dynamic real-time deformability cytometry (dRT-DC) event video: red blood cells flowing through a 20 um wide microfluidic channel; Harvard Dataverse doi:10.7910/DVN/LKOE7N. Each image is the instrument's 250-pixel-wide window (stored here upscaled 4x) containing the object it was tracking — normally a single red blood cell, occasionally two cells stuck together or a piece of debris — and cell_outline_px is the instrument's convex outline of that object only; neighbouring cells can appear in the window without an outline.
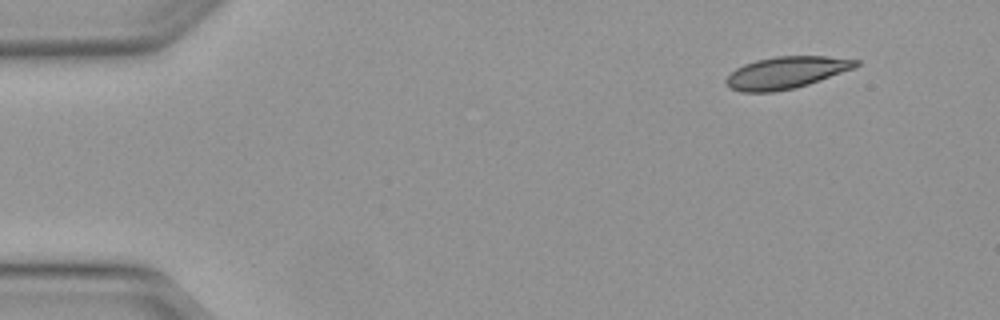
{"species": "Egyptian fruit bat (a non-hibernating species)", "species_latin": "Rousettus aegyptiacus", "temperature_condition": "warm", "stored_images_in_passage": 46, "camera_frame_rate_fps": 3000, "um_per_image_px": 0.085, "animal": {"sex": "female"}, "frame": {"image": 1, "passage_image": 1, "time_ms": 0.0, "image_size_px": [1000, 320], "cell_outline_px": [[860, 64], [856, 68], [808, 84], [792, 88], [772, 92], [740, 92], [732, 88], [724, 80], [736, 68], [744, 64], [756, 60], [776, 56], [828, 56], [860, 60]], "centroid_in_image_um": [66.86, 6.16], "position_along_channel_um": 18.1, "area_um2": 24.1}}
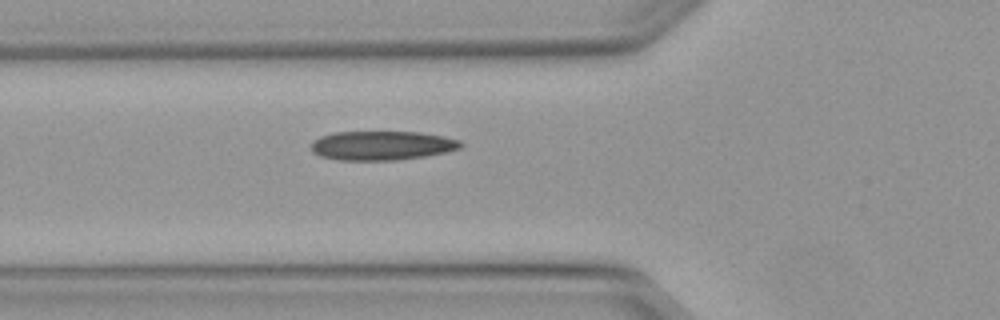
{"frame": {"image": 2, "passage_image": 14, "time_ms": 4.333, "image_size_px": [1000, 320], "cell_outline_px": [[464, 144], [460, 148], [444, 152], [424, 156], [396, 160], [340, 160], [320, 156], [312, 152], [312, 140], [320, 136], [332, 132], [420, 132], [444, 136], [460, 140]], "centroid_in_image_um": [32.44, 12.36], "position_along_channel_um": 93.4, "area_um2": 25.43}}
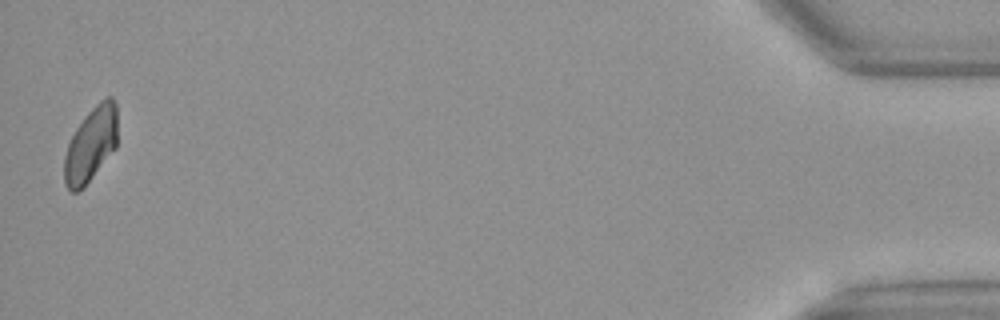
{"frame": {"image": 3, "passage_image": 45, "time_ms": 14.667, "image_size_px": [1000, 320], "cell_outline_px": [[116, 148], [84, 188], [76, 192], [72, 192], [64, 184], [64, 156], [68, 144], [76, 128], [84, 116], [104, 96], [112, 96], [116, 104]], "centroid_in_image_um": [7.71, 12.29], "position_along_channel_um": 427.5, "area_um2": 23.24}}